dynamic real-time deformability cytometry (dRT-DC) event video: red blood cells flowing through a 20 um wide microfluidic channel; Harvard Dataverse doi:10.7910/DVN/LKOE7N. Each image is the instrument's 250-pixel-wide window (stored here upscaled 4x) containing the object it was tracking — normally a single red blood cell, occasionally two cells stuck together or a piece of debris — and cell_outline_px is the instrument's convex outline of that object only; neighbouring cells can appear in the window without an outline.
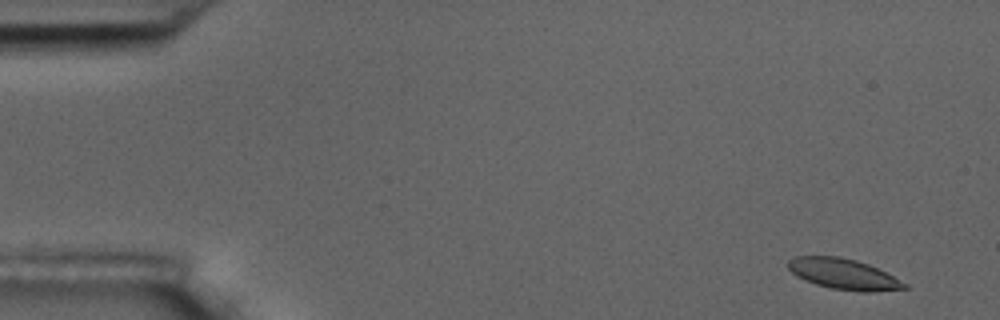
{"species": "common noctule bat (a hibernating species)", "species_latin": "Nyctalus noctula", "temperature_condition": "room temperature", "stored_images_in_passage": 6, "segment_of_instrument_passage": [2, 2], "camera_frame_rate_fps": 3000, "um_per_image_px": 0.085, "animal": {"sex": "male", "body_mass_g": 17.5, "forearm_length_mm": 52.3}, "frame": {"image": 1, "passage_image": 6, "time_ms": 6.667, "image_size_px": [1000, 320], "cell_outline_px": [[908, 288], [872, 292], [860, 292], [832, 288], [816, 284], [796, 276], [788, 268], [788, 260], [792, 256], [840, 256], [856, 260], [868, 264], [908, 284]], "centroid_in_image_um": [71.68, 23.29], "position_along_channel_um": 13.3, "area_um2": 20.69}}